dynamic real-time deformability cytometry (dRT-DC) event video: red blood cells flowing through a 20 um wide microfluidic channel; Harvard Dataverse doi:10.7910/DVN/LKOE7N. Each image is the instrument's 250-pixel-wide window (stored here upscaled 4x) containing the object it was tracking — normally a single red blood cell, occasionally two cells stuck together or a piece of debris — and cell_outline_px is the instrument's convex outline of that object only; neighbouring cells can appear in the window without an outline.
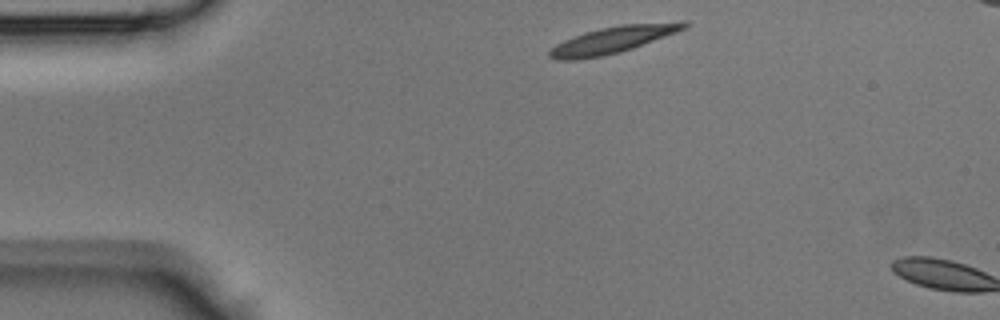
{"species": "Egyptian fruit bat (a non-hibernating species)", "species_latin": "Rousettus aegyptiacus", "temperature_condition": "room temperature", "stored_images_in_passage": 3, "camera_frame_rate_fps": 3000, "um_per_image_px": 0.085, "animal": {"sex": "male"}, "frame": {"image": 1, "passage_image": 1, "time_ms": 0.0, "image_size_px": [1000, 320], "cell_outline_px": [[692, 24], [688, 28], [632, 48], [620, 52], [604, 56], [580, 60], [556, 60], [548, 56], [548, 52], [556, 44], [564, 40], [584, 32], [600, 28], [620, 24], [680, 20], [688, 20]], "centroid_in_image_um": [52.18, 3.35], "position_along_channel_um": 32.8, "area_um2": 21.56}}